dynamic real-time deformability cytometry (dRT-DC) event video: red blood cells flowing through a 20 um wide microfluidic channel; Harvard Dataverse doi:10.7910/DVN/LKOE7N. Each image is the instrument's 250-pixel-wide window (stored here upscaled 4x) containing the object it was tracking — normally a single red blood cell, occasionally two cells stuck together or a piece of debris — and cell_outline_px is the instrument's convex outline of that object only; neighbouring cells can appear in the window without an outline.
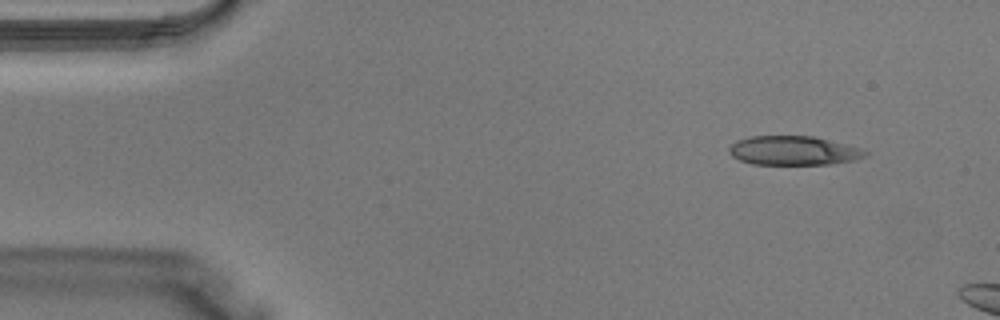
{"species": "Egyptian fruit bat (a non-hibernating species)", "species_latin": "Rousettus aegyptiacus", "temperature_condition": "warm", "stored_images_in_passage": 11, "camera_frame_rate_fps": 3000, "um_per_image_px": 0.085, "animal": {"sex": "male"}, "frame": {"image": 1, "passage_image": 4, "time_ms": 1.0, "image_size_px": [1000, 320], "cell_outline_px": [[868, 152], [864, 156], [856, 160], [832, 164], [752, 164], [740, 160], [732, 156], [728, 152], [728, 148], [736, 140], [748, 136], [812, 136], [860, 148]], "centroid_in_image_um": [67.4, 12.8], "position_along_channel_um": 17.6, "area_um2": 23.0}}